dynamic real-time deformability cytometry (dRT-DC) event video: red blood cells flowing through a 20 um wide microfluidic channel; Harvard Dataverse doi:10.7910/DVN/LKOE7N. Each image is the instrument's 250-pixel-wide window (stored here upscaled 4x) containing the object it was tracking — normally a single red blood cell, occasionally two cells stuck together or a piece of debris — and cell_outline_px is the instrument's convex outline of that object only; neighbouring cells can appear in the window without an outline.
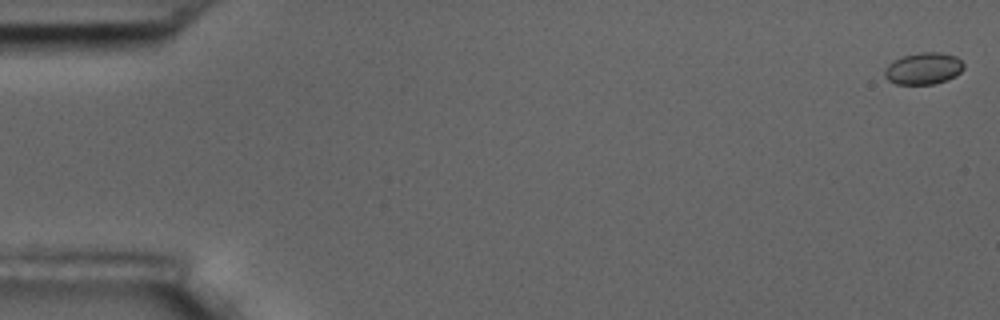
{"species": "common noctule bat (a hibernating species)", "species_latin": "Nyctalus noctula", "temperature_condition": "room temperature", "stored_images_in_passage": 7, "camera_frame_rate_fps": 3000, "um_per_image_px": 0.085, "animal": {"sex": "male", "body_mass_g": 17.5, "forearm_length_mm": 52.3}, "frame": {"image": 1, "passage_image": 1, "time_ms": 0.0, "image_size_px": [1000, 320], "cell_outline_px": [[964, 68], [956, 76], [948, 80], [932, 84], [896, 84], [888, 80], [884, 76], [884, 68], [892, 60], [904, 56], [920, 52], [940, 52], [956, 56], [964, 64]], "centroid_in_image_um": [78.49, 5.82], "position_along_channel_um": 6.5, "area_um2": 14.8}}
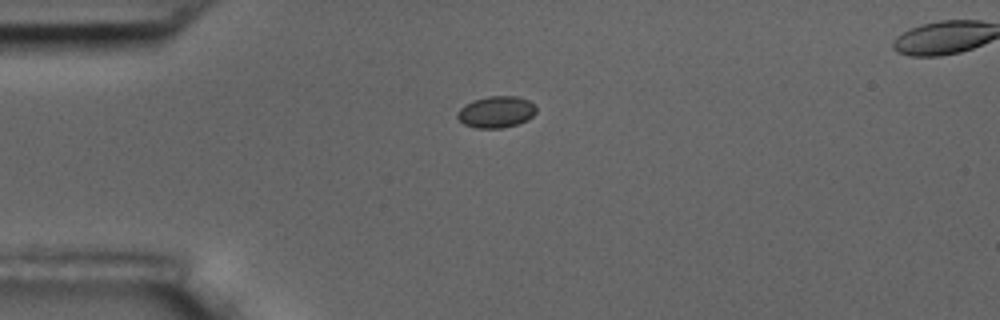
{"frame": {"image": 2, "passage_image": 5, "time_ms": 4.667, "image_size_px": [1000, 320], "cell_outline_px": [[536, 112], [528, 120], [516, 124], [500, 128], [476, 128], [464, 124], [456, 116], [456, 112], [464, 104], [472, 100], [488, 96], [516, 96], [528, 100], [536, 104]], "centroid_in_image_um": [42.17, 9.5], "position_along_channel_um": 42.8, "area_um2": 14.62}}